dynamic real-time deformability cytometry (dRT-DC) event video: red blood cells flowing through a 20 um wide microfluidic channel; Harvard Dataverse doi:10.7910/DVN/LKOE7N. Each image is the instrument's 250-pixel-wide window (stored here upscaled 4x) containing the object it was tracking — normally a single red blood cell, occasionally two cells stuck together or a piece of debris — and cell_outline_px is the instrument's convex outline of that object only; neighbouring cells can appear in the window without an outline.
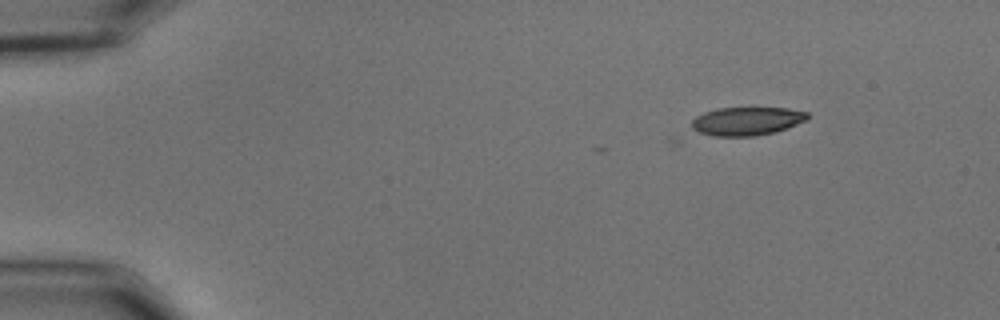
{"species": "common noctule bat (a hibernating species)", "species_latin": "Nyctalus noctula", "temperature_condition": "cold", "stored_images_in_passage": 3, "camera_frame_rate_fps": 3000, "um_per_image_px": 0.085, "animal": {"sex": "male", "body_mass_g": 15.6}, "frame": {"image": 1, "passage_image": 1, "time_ms": 0.0, "image_size_px": [1000, 320], "cell_outline_px": [[808, 120], [772, 132], [752, 136], [712, 136], [700, 132], [692, 128], [692, 120], [696, 116], [704, 112], [716, 108], [788, 108], [808, 112]], "centroid_in_image_um": [63.46, 10.28], "position_along_channel_um": 21.5, "area_um2": 18.96}}